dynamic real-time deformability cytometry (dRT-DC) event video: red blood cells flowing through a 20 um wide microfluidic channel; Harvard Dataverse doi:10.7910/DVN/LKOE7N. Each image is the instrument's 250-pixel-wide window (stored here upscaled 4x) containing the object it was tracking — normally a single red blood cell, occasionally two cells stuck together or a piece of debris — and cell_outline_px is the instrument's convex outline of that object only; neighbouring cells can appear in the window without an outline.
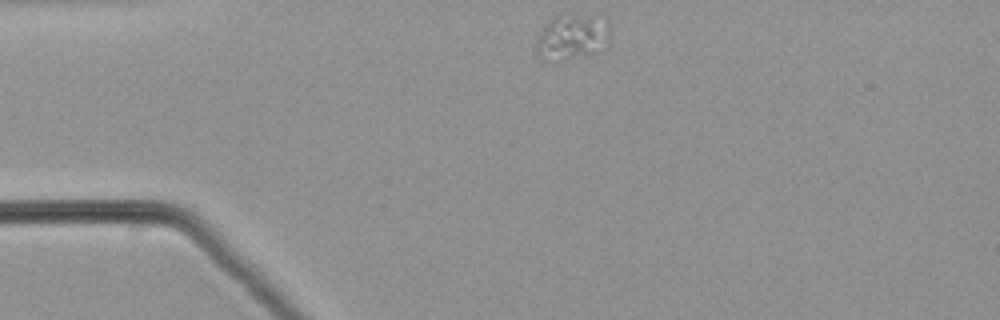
{"species": "common noctule bat (a hibernating species)", "species_latin": "Nyctalus noctula", "temperature_condition": "warm", "stored_images_in_passage": 40, "camera_frame_rate_fps": 3000, "um_per_image_px": 0.085, "animal": {"sex": "male", "body_mass_g": 21.5, "forearm_length_mm": 52.0}, "frame": {"image": 1, "passage_image": 1, "time_ms": 0.0, "image_size_px": [1000, 320], "cell_outline_px": [[592, 52], [544, 60], [540, 60], [536, 56], [536, 36], [560, 12], [592, 16]], "centroid_in_image_um": [48.04, 3.13], "position_along_channel_um": 37.0, "area_um2": 15.43}}
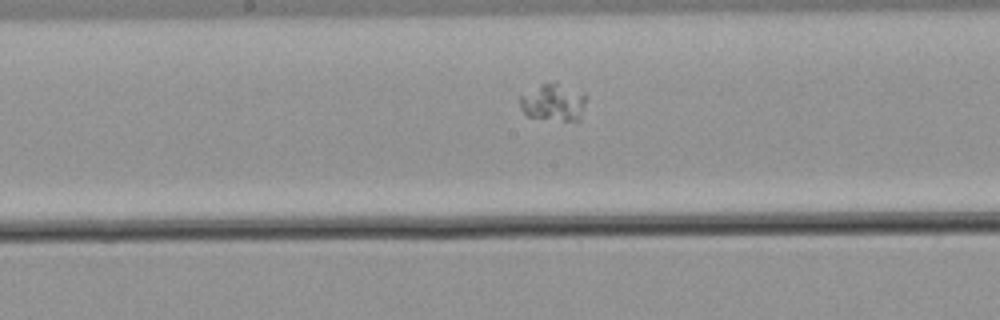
{"frame": {"image": 2, "passage_image": 16, "time_ms": 5.0, "image_size_px": [1000, 320], "cell_outline_px": [[588, 96], [580, 120], [564, 120], [528, 116], [520, 108], [520, 96], [540, 84], [556, 84], [584, 92]], "centroid_in_image_um": [47.07, 8.71], "position_along_channel_um": 201.1, "area_um2": 14.05}}
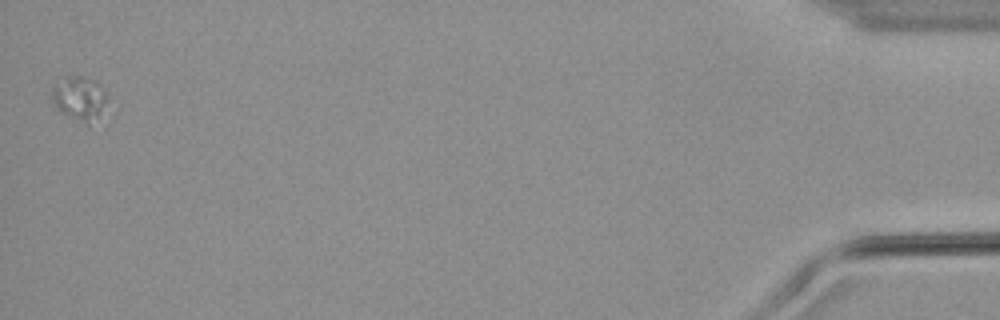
{"frame": {"image": 3, "passage_image": 40, "time_ms": 13.0, "image_size_px": [1000, 320], "cell_outline_px": [[104, 100], [96, 116], [88, 124], [84, 124], [60, 112], [52, 104], [52, 88], [68, 76], [80, 76], [96, 80], [104, 92]], "centroid_in_image_um": [6.66, 8.34], "position_along_channel_um": 428.5, "area_um2": 13.41}}